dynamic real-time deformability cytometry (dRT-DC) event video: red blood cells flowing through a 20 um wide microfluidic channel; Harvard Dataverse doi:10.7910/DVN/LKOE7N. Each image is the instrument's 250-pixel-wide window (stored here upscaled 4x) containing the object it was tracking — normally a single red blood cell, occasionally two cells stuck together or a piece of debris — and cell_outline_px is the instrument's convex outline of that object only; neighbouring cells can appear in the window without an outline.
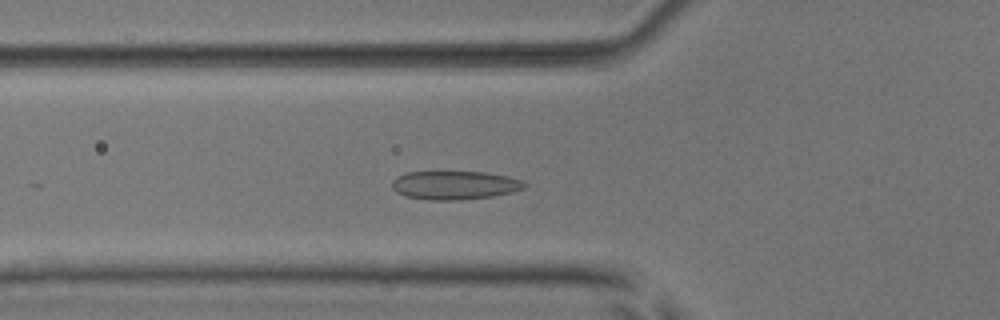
{"species": "common noctule bat (a hibernating species)", "species_latin": "Nyctalus noctula", "temperature_condition": "room temperature", "stored_images_in_passage": 45, "camera_frame_rate_fps": 3000, "um_per_image_px": 0.085, "animal": {"sex": "male", "body_mass_g": 17.9, "forearm_length_mm": 54.2}, "frame": {"image": 1, "passage_image": 18, "time_ms": 5.667, "image_size_px": [1000, 320], "cell_outline_px": [[528, 184], [524, 188], [512, 192], [492, 196], [460, 200], [428, 200], [404, 196], [396, 192], [392, 188], [392, 180], [396, 176], [404, 172], [484, 172], [508, 176], [524, 180]], "centroid_in_image_um": [38.64, 15.74], "position_along_channel_um": 87.2, "area_um2": 22.31}}
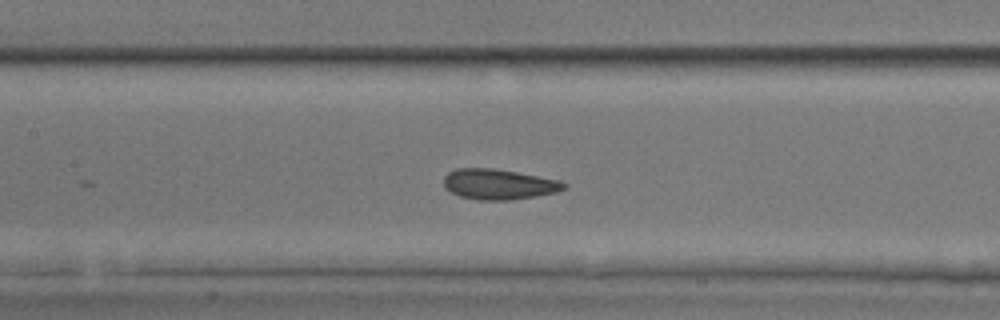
{"frame": {"image": 2, "passage_image": 24, "time_ms": 7.667, "image_size_px": [1000, 320], "cell_outline_px": [[568, 188], [556, 192], [512, 200], [476, 200], [460, 196], [444, 188], [444, 176], [448, 172], [456, 168], [492, 168], [516, 172], [560, 180], [568, 184]], "centroid_in_image_um": [42.39, 15.66], "position_along_channel_um": 165.0, "area_um2": 21.39}}
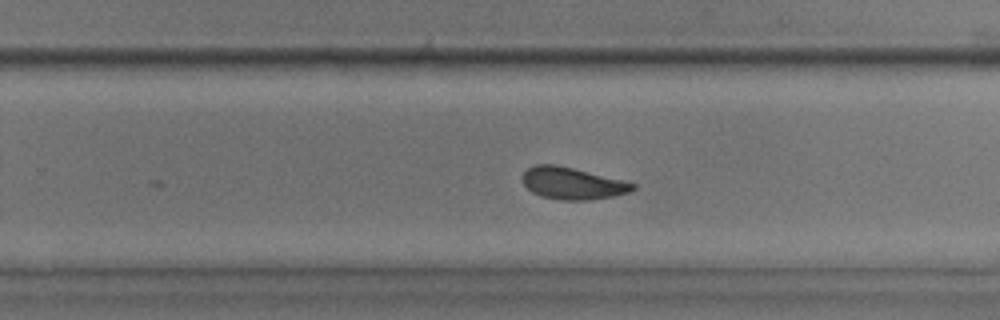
{"frame": {"image": 3, "passage_image": 33, "time_ms": 10.667, "image_size_px": [1000, 320], "cell_outline_px": [[636, 188], [628, 192], [612, 196], [588, 200], [560, 200], [540, 196], [532, 192], [524, 184], [524, 172], [528, 168], [536, 164], [556, 164], [636, 184]], "centroid_in_image_um": [48.62, 15.59], "position_along_channel_um": 281.2, "area_um2": 20.11}, "authors_computed_cell_mechanics": {"area_um2": 21.386, "velocity_mm_per_s": 3.8921, "shape_relaxation_time_tau1_ms": 3.0647, "shape_relaxation_time_tau2_ms": 0.8048, "deformation_change_tau1": 0.1019, "deformation_change_tau2": 0.0562}}